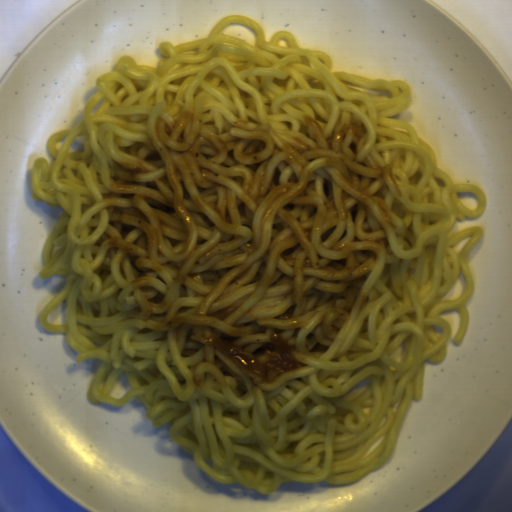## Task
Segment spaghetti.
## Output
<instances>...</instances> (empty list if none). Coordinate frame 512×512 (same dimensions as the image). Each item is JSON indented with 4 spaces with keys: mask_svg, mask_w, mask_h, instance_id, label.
Returning <instances> with one entry per match:
<instances>
[{
    "mask_svg": "<svg viewBox=\"0 0 512 512\" xmlns=\"http://www.w3.org/2000/svg\"><path fill=\"white\" fill-rule=\"evenodd\" d=\"M244 23L252 46L221 30ZM158 68L122 55L84 116L31 168L34 201L63 210L41 279L65 278L38 316L77 364L98 359L90 403L142 402L153 427L216 483H355L392 457L424 362L467 329L468 255L486 197L453 184L413 126L408 84L332 72L331 56L246 15L162 42ZM477 194L476 210L457 198ZM465 277L457 300H441ZM68 303V322L49 312ZM280 333L301 368L256 382L213 348L266 360ZM125 371L123 398L109 392Z\"/></svg>",
    "mask_w": 512,
    "mask_h": 512,
    "instance_id": "obj_1",
    "label": "spaghetti"
}]
</instances>
